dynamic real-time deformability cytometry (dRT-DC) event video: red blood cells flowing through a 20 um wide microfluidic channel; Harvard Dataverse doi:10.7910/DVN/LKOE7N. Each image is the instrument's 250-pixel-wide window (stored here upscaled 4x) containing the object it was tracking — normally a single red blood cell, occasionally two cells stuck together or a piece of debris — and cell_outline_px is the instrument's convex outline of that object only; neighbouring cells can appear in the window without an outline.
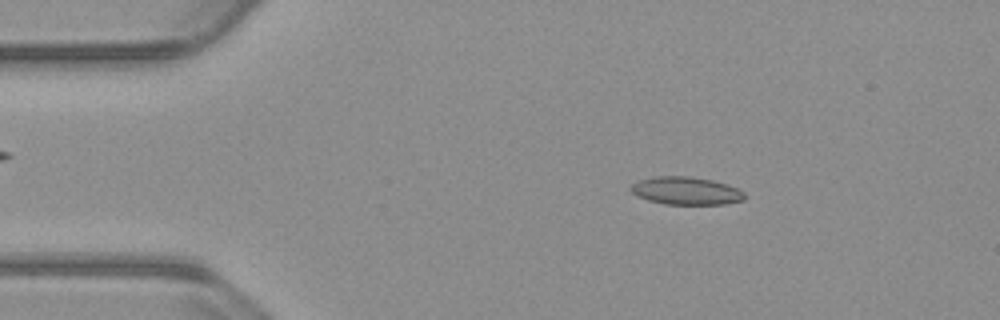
{"species": "common noctule bat (a hibernating species)", "species_latin": "Nyctalus noctula", "temperature_condition": "warm", "stored_images_in_passage": 53, "camera_frame_rate_fps": 3000, "um_per_image_px": 0.085, "animal": {"sex": "male", "body_mass_g": 23.1, "forearm_length_mm": 52.7}, "frame": {"image": 1, "passage_image": 8, "time_ms": 2.333, "image_size_px": [1000, 320], "cell_outline_px": [[744, 200], [724, 204], [664, 204], [648, 200], [636, 196], [628, 188], [632, 184], [640, 180], [656, 176], [692, 176], [712, 180], [728, 184], [744, 192]], "centroid_in_image_um": [58.29, 16.21], "position_along_channel_um": 26.7, "area_um2": 18.5}}
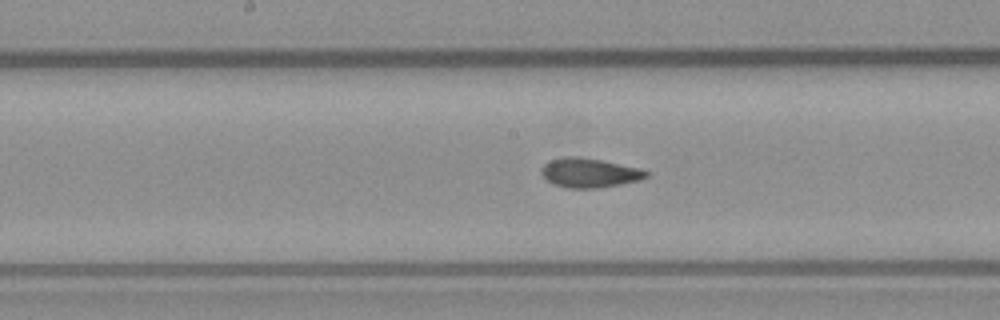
{"frame": {"image": 2, "passage_image": 26, "time_ms": 8.333, "image_size_px": [1000, 320], "cell_outline_px": [[648, 176], [640, 180], [620, 184], [596, 188], [568, 188], [552, 184], [540, 172], [540, 168], [548, 160], [564, 156], [580, 156], [640, 168], [648, 172]], "centroid_in_image_um": [50.06, 14.68], "position_along_channel_um": 198.1, "area_um2": 17.98}}
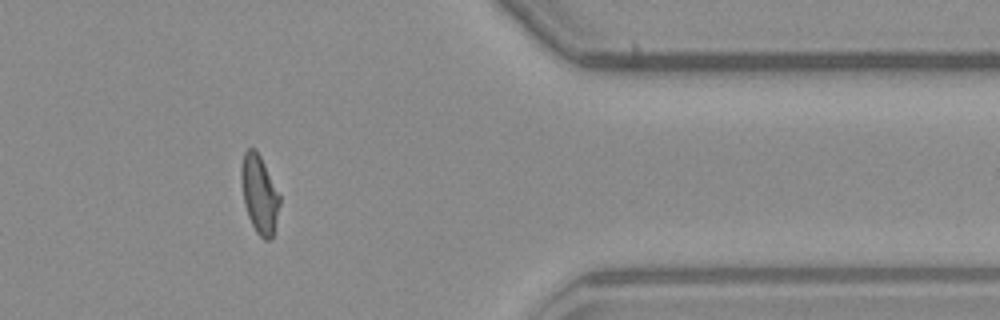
{"frame": {"image": 3, "passage_image": 43, "time_ms": 14.0, "image_size_px": [1000, 320], "cell_outline_px": [[280, 204], [272, 236], [268, 240], [264, 240], [256, 232], [248, 216], [244, 204], [240, 180], [240, 168], [244, 152], [248, 148], [256, 148], [280, 196]], "centroid_in_image_um": [22.02, 16.48], "position_along_channel_um": 389.4, "area_um2": 17.4}, "authors_computed_cell_mechanics": {"area_um2": 17.7446, "velocity_mm_per_s": 3.8141, "shape_relaxation_time_tau1_ms": null, "shape_relaxation_time_tau2_ms": 1.463, "deformation_change_tau1": null, "deformation_change_tau2": 0.0869}}